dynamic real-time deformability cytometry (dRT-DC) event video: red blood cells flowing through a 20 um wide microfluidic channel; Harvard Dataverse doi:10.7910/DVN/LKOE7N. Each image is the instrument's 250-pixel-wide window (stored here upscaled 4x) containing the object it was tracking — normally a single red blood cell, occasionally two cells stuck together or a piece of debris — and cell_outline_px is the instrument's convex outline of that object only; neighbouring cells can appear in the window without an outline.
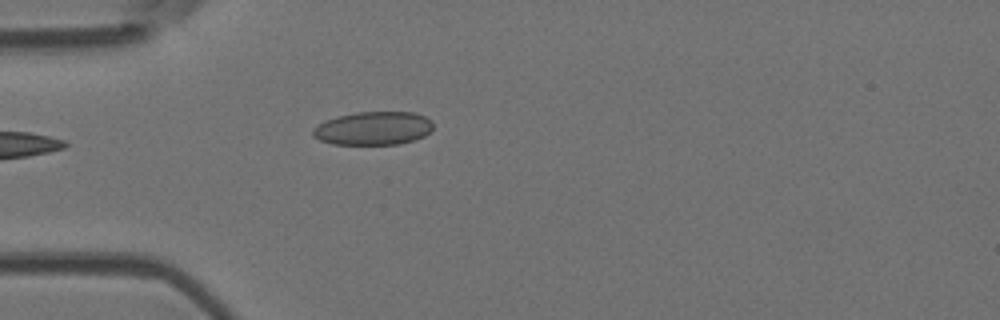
{"species": "Egyptian fruit bat (a non-hibernating species)", "species_latin": "Rousettus aegyptiacus", "temperature_condition": "room temperature", "stored_images_in_passage": 5, "camera_frame_rate_fps": 3000, "um_per_image_px": 0.085, "animal": {"sex": "female"}, "frame": {"image": 1, "passage_image": 5, "time_ms": 4.667, "image_size_px": [1000, 320], "cell_outline_px": [[432, 128], [424, 136], [416, 140], [396, 144], [332, 144], [320, 140], [312, 136], [312, 128], [336, 116], [356, 112], [412, 112], [424, 116], [432, 120]], "centroid_in_image_um": [31.73, 10.9], "position_along_channel_um": 53.3, "area_um2": 23.35}}